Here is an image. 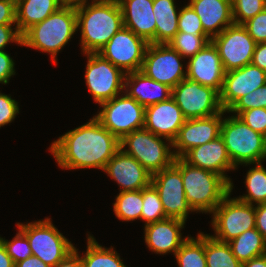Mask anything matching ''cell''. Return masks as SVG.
Returning a JSON list of instances; mask_svg holds the SVG:
<instances>
[{
  "label": "cell",
  "instance_id": "6da1fadb",
  "mask_svg": "<svg viewBox=\"0 0 266 267\" xmlns=\"http://www.w3.org/2000/svg\"><path fill=\"white\" fill-rule=\"evenodd\" d=\"M49 149L63 169L99 168L103 171L120 149V140L93 117L59 137Z\"/></svg>",
  "mask_w": 266,
  "mask_h": 267
},
{
  "label": "cell",
  "instance_id": "7a4b0ae2",
  "mask_svg": "<svg viewBox=\"0 0 266 267\" xmlns=\"http://www.w3.org/2000/svg\"><path fill=\"white\" fill-rule=\"evenodd\" d=\"M76 14L83 54L98 53L124 27L118 0H93L77 6Z\"/></svg>",
  "mask_w": 266,
  "mask_h": 267
},
{
  "label": "cell",
  "instance_id": "3957f363",
  "mask_svg": "<svg viewBox=\"0 0 266 267\" xmlns=\"http://www.w3.org/2000/svg\"><path fill=\"white\" fill-rule=\"evenodd\" d=\"M174 164L180 169L186 200L193 212L212 214L230 192V184L221 175L192 166L182 158H175Z\"/></svg>",
  "mask_w": 266,
  "mask_h": 267
},
{
  "label": "cell",
  "instance_id": "277c9868",
  "mask_svg": "<svg viewBox=\"0 0 266 267\" xmlns=\"http://www.w3.org/2000/svg\"><path fill=\"white\" fill-rule=\"evenodd\" d=\"M76 7L62 6L42 22L31 26L22 34L21 46L39 49L57 62L58 52L77 31Z\"/></svg>",
  "mask_w": 266,
  "mask_h": 267
},
{
  "label": "cell",
  "instance_id": "5b68a950",
  "mask_svg": "<svg viewBox=\"0 0 266 267\" xmlns=\"http://www.w3.org/2000/svg\"><path fill=\"white\" fill-rule=\"evenodd\" d=\"M220 136L236 168L240 164L255 165L266 159L264 136L246 125L238 116L223 119Z\"/></svg>",
  "mask_w": 266,
  "mask_h": 267
},
{
  "label": "cell",
  "instance_id": "8992f818",
  "mask_svg": "<svg viewBox=\"0 0 266 267\" xmlns=\"http://www.w3.org/2000/svg\"><path fill=\"white\" fill-rule=\"evenodd\" d=\"M153 134L151 131L141 128L126 134L120 140V148L128 155L134 157L152 176L174 163L175 156L172 144ZM128 146V149H124ZM171 148H170V147Z\"/></svg>",
  "mask_w": 266,
  "mask_h": 267
},
{
  "label": "cell",
  "instance_id": "52a82bcc",
  "mask_svg": "<svg viewBox=\"0 0 266 267\" xmlns=\"http://www.w3.org/2000/svg\"><path fill=\"white\" fill-rule=\"evenodd\" d=\"M50 219L17 223V227L27 236L32 255L53 267L74 250V245L58 231Z\"/></svg>",
  "mask_w": 266,
  "mask_h": 267
},
{
  "label": "cell",
  "instance_id": "ba28073f",
  "mask_svg": "<svg viewBox=\"0 0 266 267\" xmlns=\"http://www.w3.org/2000/svg\"><path fill=\"white\" fill-rule=\"evenodd\" d=\"M229 192L214 209L212 226L215 236L221 242H229L247 230L255 228V205L230 198Z\"/></svg>",
  "mask_w": 266,
  "mask_h": 267
},
{
  "label": "cell",
  "instance_id": "9c48e42d",
  "mask_svg": "<svg viewBox=\"0 0 266 267\" xmlns=\"http://www.w3.org/2000/svg\"><path fill=\"white\" fill-rule=\"evenodd\" d=\"M100 104L102 110L94 117L121 140L126 134L144 128L145 107L126 93Z\"/></svg>",
  "mask_w": 266,
  "mask_h": 267
},
{
  "label": "cell",
  "instance_id": "30bf717a",
  "mask_svg": "<svg viewBox=\"0 0 266 267\" xmlns=\"http://www.w3.org/2000/svg\"><path fill=\"white\" fill-rule=\"evenodd\" d=\"M171 97L186 119L205 118L223 111L220 93L209 86L185 78L172 89Z\"/></svg>",
  "mask_w": 266,
  "mask_h": 267
},
{
  "label": "cell",
  "instance_id": "8fae6325",
  "mask_svg": "<svg viewBox=\"0 0 266 267\" xmlns=\"http://www.w3.org/2000/svg\"><path fill=\"white\" fill-rule=\"evenodd\" d=\"M85 79L89 92L99 105L122 93L126 73L98 53H86Z\"/></svg>",
  "mask_w": 266,
  "mask_h": 267
},
{
  "label": "cell",
  "instance_id": "7c38bea8",
  "mask_svg": "<svg viewBox=\"0 0 266 267\" xmlns=\"http://www.w3.org/2000/svg\"><path fill=\"white\" fill-rule=\"evenodd\" d=\"M184 59L168 43L147 45L141 71L149 78L173 89L186 78Z\"/></svg>",
  "mask_w": 266,
  "mask_h": 267
},
{
  "label": "cell",
  "instance_id": "4fadbf2b",
  "mask_svg": "<svg viewBox=\"0 0 266 267\" xmlns=\"http://www.w3.org/2000/svg\"><path fill=\"white\" fill-rule=\"evenodd\" d=\"M147 45L132 30L122 27L98 54L125 73L141 71Z\"/></svg>",
  "mask_w": 266,
  "mask_h": 267
},
{
  "label": "cell",
  "instance_id": "5bb4252c",
  "mask_svg": "<svg viewBox=\"0 0 266 267\" xmlns=\"http://www.w3.org/2000/svg\"><path fill=\"white\" fill-rule=\"evenodd\" d=\"M211 41L218 49L225 72L251 63L256 42L243 25L232 24Z\"/></svg>",
  "mask_w": 266,
  "mask_h": 267
},
{
  "label": "cell",
  "instance_id": "9a60e30c",
  "mask_svg": "<svg viewBox=\"0 0 266 267\" xmlns=\"http://www.w3.org/2000/svg\"><path fill=\"white\" fill-rule=\"evenodd\" d=\"M151 184L158 191L166 218H176L186 222L189 206L183 186L180 169L173 163L151 177Z\"/></svg>",
  "mask_w": 266,
  "mask_h": 267
},
{
  "label": "cell",
  "instance_id": "2e32d148",
  "mask_svg": "<svg viewBox=\"0 0 266 267\" xmlns=\"http://www.w3.org/2000/svg\"><path fill=\"white\" fill-rule=\"evenodd\" d=\"M223 110L219 114L205 118L186 119L175 140L172 142L174 156L181 158L190 149L215 140L221 134Z\"/></svg>",
  "mask_w": 266,
  "mask_h": 267
},
{
  "label": "cell",
  "instance_id": "e0dca14e",
  "mask_svg": "<svg viewBox=\"0 0 266 267\" xmlns=\"http://www.w3.org/2000/svg\"><path fill=\"white\" fill-rule=\"evenodd\" d=\"M266 84V72L252 63L225 72L220 104L228 111L241 97Z\"/></svg>",
  "mask_w": 266,
  "mask_h": 267
},
{
  "label": "cell",
  "instance_id": "ac0fdd59",
  "mask_svg": "<svg viewBox=\"0 0 266 267\" xmlns=\"http://www.w3.org/2000/svg\"><path fill=\"white\" fill-rule=\"evenodd\" d=\"M187 63L186 78L221 92L225 71L218 49L212 41L190 57Z\"/></svg>",
  "mask_w": 266,
  "mask_h": 267
},
{
  "label": "cell",
  "instance_id": "d6986e66",
  "mask_svg": "<svg viewBox=\"0 0 266 267\" xmlns=\"http://www.w3.org/2000/svg\"><path fill=\"white\" fill-rule=\"evenodd\" d=\"M185 121L186 118L172 97L145 108L144 128L165 138L168 144L175 140Z\"/></svg>",
  "mask_w": 266,
  "mask_h": 267
},
{
  "label": "cell",
  "instance_id": "ffe728a7",
  "mask_svg": "<svg viewBox=\"0 0 266 267\" xmlns=\"http://www.w3.org/2000/svg\"><path fill=\"white\" fill-rule=\"evenodd\" d=\"M181 158L192 166L221 175L230 184V192H232L233 183L225 175V171L235 170L236 167L227 154L225 142L221 136L190 149Z\"/></svg>",
  "mask_w": 266,
  "mask_h": 267
},
{
  "label": "cell",
  "instance_id": "44dd1931",
  "mask_svg": "<svg viewBox=\"0 0 266 267\" xmlns=\"http://www.w3.org/2000/svg\"><path fill=\"white\" fill-rule=\"evenodd\" d=\"M104 171L122 187L120 192L142 190L151 184L150 173L121 148L107 162Z\"/></svg>",
  "mask_w": 266,
  "mask_h": 267
},
{
  "label": "cell",
  "instance_id": "7402d4cb",
  "mask_svg": "<svg viewBox=\"0 0 266 267\" xmlns=\"http://www.w3.org/2000/svg\"><path fill=\"white\" fill-rule=\"evenodd\" d=\"M184 225L185 221L176 218H166L145 225L144 240L149 250L157 254H175L186 240L181 236Z\"/></svg>",
  "mask_w": 266,
  "mask_h": 267
},
{
  "label": "cell",
  "instance_id": "603a6c76",
  "mask_svg": "<svg viewBox=\"0 0 266 267\" xmlns=\"http://www.w3.org/2000/svg\"><path fill=\"white\" fill-rule=\"evenodd\" d=\"M124 27L132 30L148 44H155L156 17L153 12V0H118Z\"/></svg>",
  "mask_w": 266,
  "mask_h": 267
},
{
  "label": "cell",
  "instance_id": "cb8c5ba5",
  "mask_svg": "<svg viewBox=\"0 0 266 267\" xmlns=\"http://www.w3.org/2000/svg\"><path fill=\"white\" fill-rule=\"evenodd\" d=\"M188 4L199 16L204 32L211 39L234 24L232 0H190Z\"/></svg>",
  "mask_w": 266,
  "mask_h": 267
},
{
  "label": "cell",
  "instance_id": "d4e9b609",
  "mask_svg": "<svg viewBox=\"0 0 266 267\" xmlns=\"http://www.w3.org/2000/svg\"><path fill=\"white\" fill-rule=\"evenodd\" d=\"M124 89V93L145 108L166 101L172 95L170 87L147 77L142 71L126 73Z\"/></svg>",
  "mask_w": 266,
  "mask_h": 267
},
{
  "label": "cell",
  "instance_id": "484cf974",
  "mask_svg": "<svg viewBox=\"0 0 266 267\" xmlns=\"http://www.w3.org/2000/svg\"><path fill=\"white\" fill-rule=\"evenodd\" d=\"M62 5L59 0H22L16 6V28L22 35L31 26L42 22Z\"/></svg>",
  "mask_w": 266,
  "mask_h": 267
},
{
  "label": "cell",
  "instance_id": "4316f807",
  "mask_svg": "<svg viewBox=\"0 0 266 267\" xmlns=\"http://www.w3.org/2000/svg\"><path fill=\"white\" fill-rule=\"evenodd\" d=\"M156 17L155 44L168 43L178 32L179 12L174 0H153Z\"/></svg>",
  "mask_w": 266,
  "mask_h": 267
},
{
  "label": "cell",
  "instance_id": "83f0119b",
  "mask_svg": "<svg viewBox=\"0 0 266 267\" xmlns=\"http://www.w3.org/2000/svg\"><path fill=\"white\" fill-rule=\"evenodd\" d=\"M228 244L241 263L266 254V239L256 228L245 231Z\"/></svg>",
  "mask_w": 266,
  "mask_h": 267
},
{
  "label": "cell",
  "instance_id": "f1b7e54d",
  "mask_svg": "<svg viewBox=\"0 0 266 267\" xmlns=\"http://www.w3.org/2000/svg\"><path fill=\"white\" fill-rule=\"evenodd\" d=\"M87 239V250L81 257L83 267H126L113 247H102L91 235Z\"/></svg>",
  "mask_w": 266,
  "mask_h": 267
},
{
  "label": "cell",
  "instance_id": "f546056e",
  "mask_svg": "<svg viewBox=\"0 0 266 267\" xmlns=\"http://www.w3.org/2000/svg\"><path fill=\"white\" fill-rule=\"evenodd\" d=\"M179 267H207L205 255V234L197 238L186 237L179 250L174 254Z\"/></svg>",
  "mask_w": 266,
  "mask_h": 267
},
{
  "label": "cell",
  "instance_id": "4dcf8cb0",
  "mask_svg": "<svg viewBox=\"0 0 266 267\" xmlns=\"http://www.w3.org/2000/svg\"><path fill=\"white\" fill-rule=\"evenodd\" d=\"M205 255L207 267H242L227 242L218 241L208 234H205Z\"/></svg>",
  "mask_w": 266,
  "mask_h": 267
},
{
  "label": "cell",
  "instance_id": "1f68e13d",
  "mask_svg": "<svg viewBox=\"0 0 266 267\" xmlns=\"http://www.w3.org/2000/svg\"><path fill=\"white\" fill-rule=\"evenodd\" d=\"M143 203V189L123 191L116 196L113 210L116 217L123 221L141 219Z\"/></svg>",
  "mask_w": 266,
  "mask_h": 267
},
{
  "label": "cell",
  "instance_id": "d6a6232c",
  "mask_svg": "<svg viewBox=\"0 0 266 267\" xmlns=\"http://www.w3.org/2000/svg\"><path fill=\"white\" fill-rule=\"evenodd\" d=\"M245 184L247 193L238 199L253 205L266 203V169L261 163H256L246 174Z\"/></svg>",
  "mask_w": 266,
  "mask_h": 267
},
{
  "label": "cell",
  "instance_id": "836d02e7",
  "mask_svg": "<svg viewBox=\"0 0 266 267\" xmlns=\"http://www.w3.org/2000/svg\"><path fill=\"white\" fill-rule=\"evenodd\" d=\"M210 41L211 38L208 35L177 32L168 44L183 58H190L195 56Z\"/></svg>",
  "mask_w": 266,
  "mask_h": 267
},
{
  "label": "cell",
  "instance_id": "e575fe53",
  "mask_svg": "<svg viewBox=\"0 0 266 267\" xmlns=\"http://www.w3.org/2000/svg\"><path fill=\"white\" fill-rule=\"evenodd\" d=\"M141 219L145 225L166 219L159 193L152 184L143 189Z\"/></svg>",
  "mask_w": 266,
  "mask_h": 267
},
{
  "label": "cell",
  "instance_id": "d590c367",
  "mask_svg": "<svg viewBox=\"0 0 266 267\" xmlns=\"http://www.w3.org/2000/svg\"><path fill=\"white\" fill-rule=\"evenodd\" d=\"M265 8V0H232L234 24L243 25Z\"/></svg>",
  "mask_w": 266,
  "mask_h": 267
},
{
  "label": "cell",
  "instance_id": "8d00e7d4",
  "mask_svg": "<svg viewBox=\"0 0 266 267\" xmlns=\"http://www.w3.org/2000/svg\"><path fill=\"white\" fill-rule=\"evenodd\" d=\"M18 231L19 232H17V235L11 241L0 237V240L5 246L7 254L12 258L14 264L32 256V251L27 236L20 229H18Z\"/></svg>",
  "mask_w": 266,
  "mask_h": 267
},
{
  "label": "cell",
  "instance_id": "74e56055",
  "mask_svg": "<svg viewBox=\"0 0 266 267\" xmlns=\"http://www.w3.org/2000/svg\"><path fill=\"white\" fill-rule=\"evenodd\" d=\"M266 108V84L241 97L227 112L238 116L242 111Z\"/></svg>",
  "mask_w": 266,
  "mask_h": 267
},
{
  "label": "cell",
  "instance_id": "f35d334b",
  "mask_svg": "<svg viewBox=\"0 0 266 267\" xmlns=\"http://www.w3.org/2000/svg\"><path fill=\"white\" fill-rule=\"evenodd\" d=\"M178 32L207 35L199 16L189 4L179 10Z\"/></svg>",
  "mask_w": 266,
  "mask_h": 267
},
{
  "label": "cell",
  "instance_id": "ab89813d",
  "mask_svg": "<svg viewBox=\"0 0 266 267\" xmlns=\"http://www.w3.org/2000/svg\"><path fill=\"white\" fill-rule=\"evenodd\" d=\"M238 117L252 128L254 131L262 134L266 133V108H253L242 111Z\"/></svg>",
  "mask_w": 266,
  "mask_h": 267
},
{
  "label": "cell",
  "instance_id": "60d3db41",
  "mask_svg": "<svg viewBox=\"0 0 266 267\" xmlns=\"http://www.w3.org/2000/svg\"><path fill=\"white\" fill-rule=\"evenodd\" d=\"M243 26L256 43L266 42V8L246 21Z\"/></svg>",
  "mask_w": 266,
  "mask_h": 267
},
{
  "label": "cell",
  "instance_id": "b9f144b4",
  "mask_svg": "<svg viewBox=\"0 0 266 267\" xmlns=\"http://www.w3.org/2000/svg\"><path fill=\"white\" fill-rule=\"evenodd\" d=\"M19 113L18 102L0 92V127L11 123Z\"/></svg>",
  "mask_w": 266,
  "mask_h": 267
},
{
  "label": "cell",
  "instance_id": "7bdbcfd3",
  "mask_svg": "<svg viewBox=\"0 0 266 267\" xmlns=\"http://www.w3.org/2000/svg\"><path fill=\"white\" fill-rule=\"evenodd\" d=\"M14 29L12 28V24L0 25V51H5L6 45L10 42L22 45V35L16 27Z\"/></svg>",
  "mask_w": 266,
  "mask_h": 267
},
{
  "label": "cell",
  "instance_id": "ee69618b",
  "mask_svg": "<svg viewBox=\"0 0 266 267\" xmlns=\"http://www.w3.org/2000/svg\"><path fill=\"white\" fill-rule=\"evenodd\" d=\"M14 61L8 53L0 51V83L7 84L11 76L15 75Z\"/></svg>",
  "mask_w": 266,
  "mask_h": 267
},
{
  "label": "cell",
  "instance_id": "f6af8a7d",
  "mask_svg": "<svg viewBox=\"0 0 266 267\" xmlns=\"http://www.w3.org/2000/svg\"><path fill=\"white\" fill-rule=\"evenodd\" d=\"M16 23V6L8 0H0V25Z\"/></svg>",
  "mask_w": 266,
  "mask_h": 267
},
{
  "label": "cell",
  "instance_id": "bcb514c9",
  "mask_svg": "<svg viewBox=\"0 0 266 267\" xmlns=\"http://www.w3.org/2000/svg\"><path fill=\"white\" fill-rule=\"evenodd\" d=\"M251 63L266 72V42L256 43Z\"/></svg>",
  "mask_w": 266,
  "mask_h": 267
},
{
  "label": "cell",
  "instance_id": "7dc6e473",
  "mask_svg": "<svg viewBox=\"0 0 266 267\" xmlns=\"http://www.w3.org/2000/svg\"><path fill=\"white\" fill-rule=\"evenodd\" d=\"M255 228L266 239V203L255 206Z\"/></svg>",
  "mask_w": 266,
  "mask_h": 267
},
{
  "label": "cell",
  "instance_id": "c3c4849f",
  "mask_svg": "<svg viewBox=\"0 0 266 267\" xmlns=\"http://www.w3.org/2000/svg\"><path fill=\"white\" fill-rule=\"evenodd\" d=\"M53 267H83L82 259L78 254V250L74 247L72 252H70L63 260Z\"/></svg>",
  "mask_w": 266,
  "mask_h": 267
},
{
  "label": "cell",
  "instance_id": "681fc988",
  "mask_svg": "<svg viewBox=\"0 0 266 267\" xmlns=\"http://www.w3.org/2000/svg\"><path fill=\"white\" fill-rule=\"evenodd\" d=\"M15 267H50L45 264L40 258L36 256H30L25 260H22L15 264Z\"/></svg>",
  "mask_w": 266,
  "mask_h": 267
},
{
  "label": "cell",
  "instance_id": "f907efd6",
  "mask_svg": "<svg viewBox=\"0 0 266 267\" xmlns=\"http://www.w3.org/2000/svg\"><path fill=\"white\" fill-rule=\"evenodd\" d=\"M0 267H15L12 258L7 254L5 246L0 240Z\"/></svg>",
  "mask_w": 266,
  "mask_h": 267
},
{
  "label": "cell",
  "instance_id": "816d5d0a",
  "mask_svg": "<svg viewBox=\"0 0 266 267\" xmlns=\"http://www.w3.org/2000/svg\"><path fill=\"white\" fill-rule=\"evenodd\" d=\"M242 267H266V254L242 263Z\"/></svg>",
  "mask_w": 266,
  "mask_h": 267
},
{
  "label": "cell",
  "instance_id": "f5cc1de1",
  "mask_svg": "<svg viewBox=\"0 0 266 267\" xmlns=\"http://www.w3.org/2000/svg\"><path fill=\"white\" fill-rule=\"evenodd\" d=\"M87 1L88 0H59L62 6H72V7H77L86 4L88 3Z\"/></svg>",
  "mask_w": 266,
  "mask_h": 267
},
{
  "label": "cell",
  "instance_id": "db71d44e",
  "mask_svg": "<svg viewBox=\"0 0 266 267\" xmlns=\"http://www.w3.org/2000/svg\"><path fill=\"white\" fill-rule=\"evenodd\" d=\"M11 3H13L15 6H17L22 0H8Z\"/></svg>",
  "mask_w": 266,
  "mask_h": 267
},
{
  "label": "cell",
  "instance_id": "11a10c76",
  "mask_svg": "<svg viewBox=\"0 0 266 267\" xmlns=\"http://www.w3.org/2000/svg\"><path fill=\"white\" fill-rule=\"evenodd\" d=\"M264 140H265V144H266V133H265V135H264Z\"/></svg>",
  "mask_w": 266,
  "mask_h": 267
}]
</instances>
